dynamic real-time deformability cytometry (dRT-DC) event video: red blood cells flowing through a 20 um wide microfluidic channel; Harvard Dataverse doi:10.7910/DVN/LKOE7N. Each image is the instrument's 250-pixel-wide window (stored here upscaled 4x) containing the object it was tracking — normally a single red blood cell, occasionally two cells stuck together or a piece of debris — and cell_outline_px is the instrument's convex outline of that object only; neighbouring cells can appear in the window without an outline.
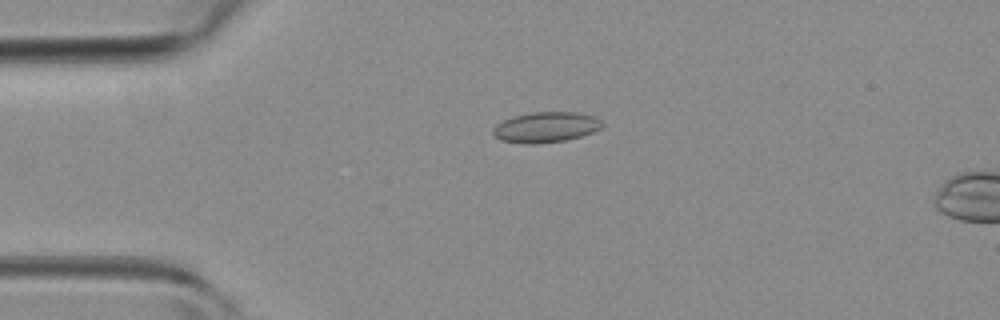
{"species": "common noctule bat (a hibernating species)", "species_latin": "Nyctalus noctula", "temperature_condition": "room temperature", "stored_images_in_passage": 5, "camera_frame_rate_fps": 3000, "um_per_image_px": 0.085, "animal": {"sex": "female", "body_mass_g": 19.3, "forearm_length_mm": 54.1}, "frame": {"image": 1, "passage_image": 2, "time_ms": 0.333, "image_size_px": [1000, 320], "cell_outline_px": [[604, 124], [600, 128], [592, 132], [580, 136], [564, 140], [532, 144], [524, 144], [500, 140], [492, 136], [492, 128], [496, 124], [512, 116], [532, 112], [576, 112], [596, 116]], "centroid_in_image_um": [46.35, 10.8], "position_along_channel_um": 38.6, "area_um2": 19.48}}